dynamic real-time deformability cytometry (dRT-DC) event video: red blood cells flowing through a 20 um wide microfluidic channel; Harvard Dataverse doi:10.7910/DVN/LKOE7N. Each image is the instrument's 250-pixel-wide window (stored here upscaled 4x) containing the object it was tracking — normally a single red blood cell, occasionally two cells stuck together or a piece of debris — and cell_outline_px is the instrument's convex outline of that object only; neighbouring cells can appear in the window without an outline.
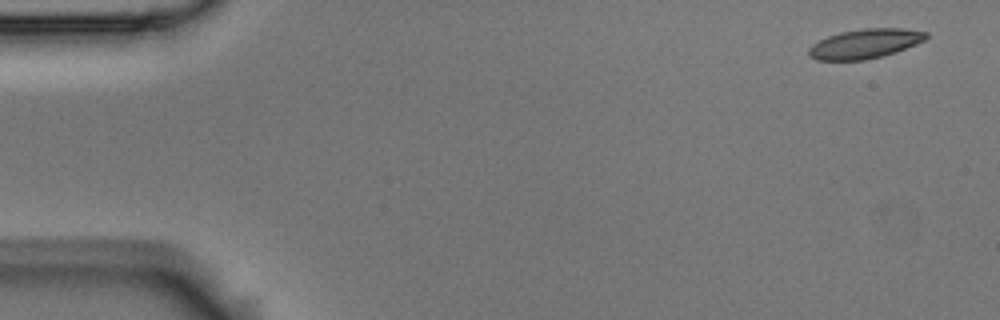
{"species": "Egyptian fruit bat (a non-hibernating species)", "species_latin": "Rousettus aegyptiacus", "temperature_condition": "room temperature", "stored_images_in_passage": 5, "camera_frame_rate_fps": 3000, "um_per_image_px": 0.085, "animal": {"sex": "male"}, "frame": {"image": 1, "passage_image": 1, "time_ms": 0.0, "image_size_px": [1000, 320], "cell_outline_px": [[928, 36], [924, 40], [916, 44], [896, 52], [884, 56], [864, 60], [816, 60], [808, 56], [808, 48], [812, 44], [828, 36], [840, 32], [864, 28], [904, 28], [928, 32]], "centroid_in_image_um": [73.52, 3.72], "position_along_channel_um": 11.5, "area_um2": 20.29}}
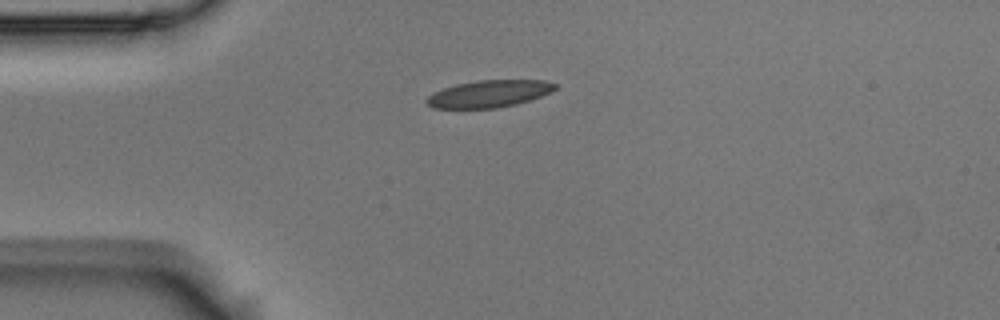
{"frame": {"image": 2, "passage_image": 4, "time_ms": 1.0, "image_size_px": [1000, 320], "cell_outline_px": [[556, 88], [552, 92], [516, 104], [496, 108], [432, 108], [424, 100], [432, 92], [456, 84], [476, 80], [544, 80], [556, 84]], "centroid_in_image_um": [41.54, 7.96], "position_along_channel_um": 43.5, "area_um2": 20.29}}